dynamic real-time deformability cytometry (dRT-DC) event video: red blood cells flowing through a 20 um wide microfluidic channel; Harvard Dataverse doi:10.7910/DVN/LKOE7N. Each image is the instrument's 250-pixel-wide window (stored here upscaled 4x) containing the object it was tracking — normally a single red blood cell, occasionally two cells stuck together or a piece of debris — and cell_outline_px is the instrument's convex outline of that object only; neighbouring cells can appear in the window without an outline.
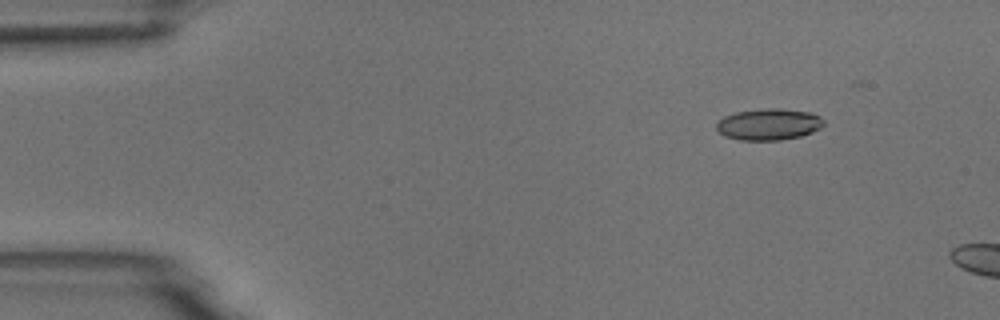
{"species": "common noctule bat (a hibernating species)", "species_latin": "Nyctalus noctula", "temperature_condition": "room temperature", "stored_images_in_passage": 4, "camera_frame_rate_fps": 3000, "um_per_image_px": 0.085, "animal": {"sex": "male", "body_mass_g": 18.8}, "frame": {"image": 1, "passage_image": 2, "time_ms": 1.0, "image_size_px": [1000, 320], "cell_outline_px": [[824, 124], [820, 128], [812, 132], [800, 136], [780, 140], [740, 140], [724, 136], [716, 128], [716, 124], [724, 116], [736, 112], [764, 108], [780, 108], [812, 112], [820, 116], [824, 120]], "centroid_in_image_um": [65.36, 10.56], "position_along_channel_um": 19.6, "area_um2": 19.77}}